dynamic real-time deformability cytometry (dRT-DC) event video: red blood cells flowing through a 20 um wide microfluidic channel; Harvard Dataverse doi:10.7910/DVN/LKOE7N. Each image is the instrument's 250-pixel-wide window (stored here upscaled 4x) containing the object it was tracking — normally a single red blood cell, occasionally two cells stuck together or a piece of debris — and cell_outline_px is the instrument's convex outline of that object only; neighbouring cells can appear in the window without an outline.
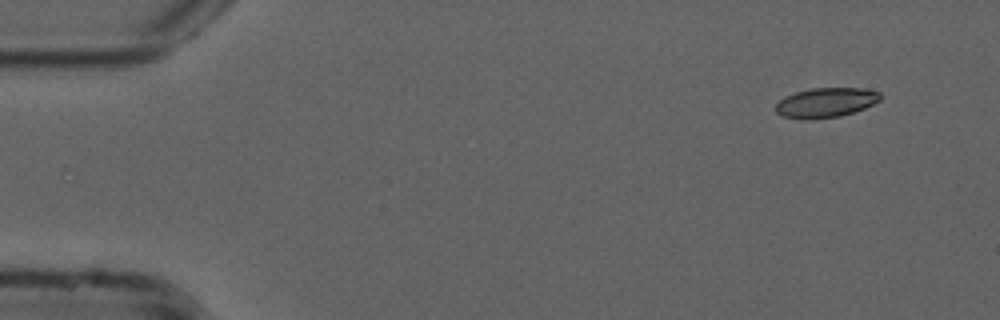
{"species": "common noctule bat (a hibernating species)", "species_latin": "Nyctalus noctula", "temperature_condition": "cold", "stored_images_in_passage": 51, "camera_frame_rate_fps": 3000, "um_per_image_px": 0.085, "animal": {"sex": "male", "forearm_length_mm": 52.5}, "frame": {"image": 1, "passage_image": 1, "time_ms": 0.0, "image_size_px": [1000, 320], "cell_outline_px": [[880, 100], [864, 108], [840, 116], [812, 120], [804, 120], [784, 116], [776, 112], [776, 104], [784, 96], [796, 92], [812, 88], [864, 88], [880, 92]], "centroid_in_image_um": [70.18, 8.72], "position_along_channel_um": 14.8, "area_um2": 18.09}}
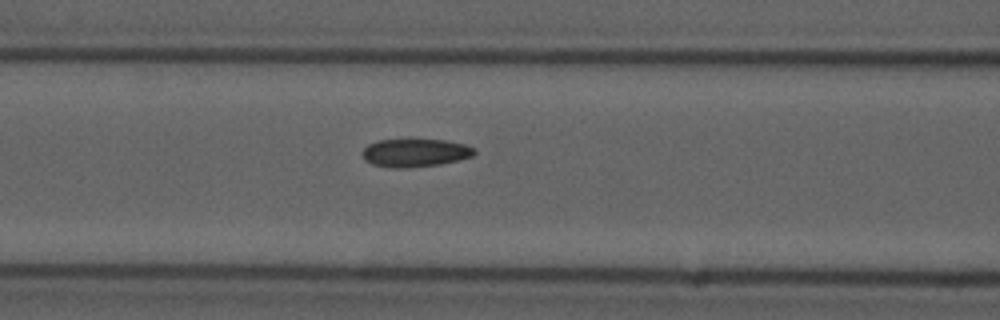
{"frame": {"image": 2, "passage_image": 19, "time_ms": 6.0, "image_size_px": [1000, 320], "cell_outline_px": [[476, 152], [472, 156], [440, 164], [408, 168], [388, 168], [372, 164], [364, 160], [360, 152], [368, 144], [376, 140], [448, 140], [464, 144], [476, 148]], "centroid_in_image_um": [35.24, 12.99], "position_along_channel_um": 131.4, "area_um2": 18.5}}
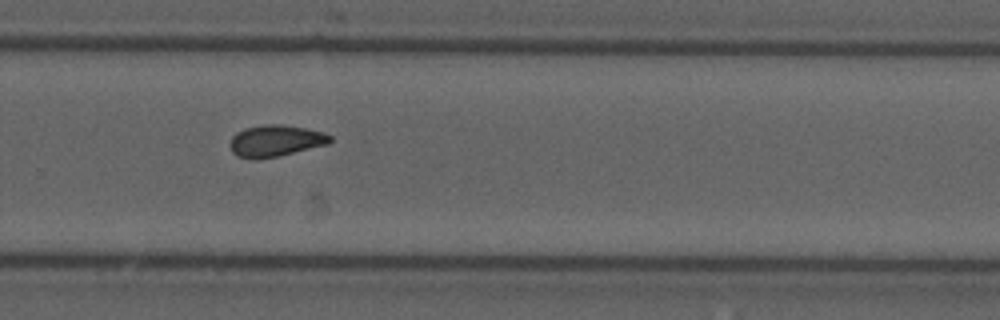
{"frame": {"image": 3, "passage_image": 33, "time_ms": 10.667, "image_size_px": [1000, 320], "cell_outline_px": [[332, 140], [328, 144], [280, 156], [260, 160], [252, 160], [236, 156], [232, 152], [232, 136], [236, 132], [244, 128], [264, 124], [280, 124], [304, 128], [320, 132], [332, 136]], "centroid_in_image_um": [23.4, 11.99], "position_along_channel_um": 306.4, "area_um2": 18.5}, "authors_computed_cell_mechanics": {"area_um2": 18.207, "velocity_mm_per_s": 3.7662, "shape_relaxation_time_tau1_ms": null, "shape_relaxation_time_tau2_ms": 4.3985, "deformation_change_tau1": null, "deformation_change_tau2": 0.0896}}